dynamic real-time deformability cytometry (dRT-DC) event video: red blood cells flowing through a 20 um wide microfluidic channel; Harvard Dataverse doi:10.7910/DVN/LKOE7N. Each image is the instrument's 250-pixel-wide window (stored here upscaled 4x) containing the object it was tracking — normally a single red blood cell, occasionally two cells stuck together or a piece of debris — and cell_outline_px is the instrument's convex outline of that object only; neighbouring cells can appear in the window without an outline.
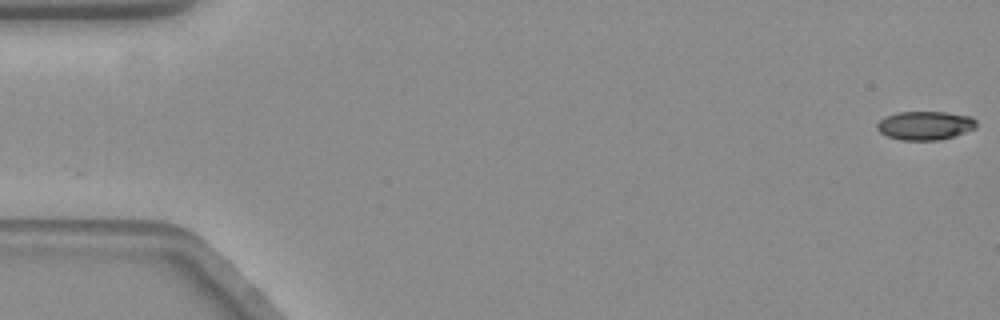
{"species": "common noctule bat (a hibernating species)", "species_latin": "Nyctalus noctula", "temperature_condition": "warm", "stored_images_in_passage": 58, "camera_frame_rate_fps": 3000, "um_per_image_px": 0.085, "animal": {"sex": "female", "body_mass_g": 19.3, "forearm_length_mm": 54.1}, "frame": {"image": 1, "passage_image": 1, "time_ms": 0.0, "image_size_px": [1000, 320], "cell_outline_px": [[976, 128], [940, 140], [900, 140], [888, 136], [880, 132], [876, 128], [876, 124], [884, 116], [896, 112], [948, 112], [972, 116], [976, 120]], "centroid_in_image_um": [78.62, 10.65], "position_along_channel_um": 6.4, "area_um2": 16.7}}
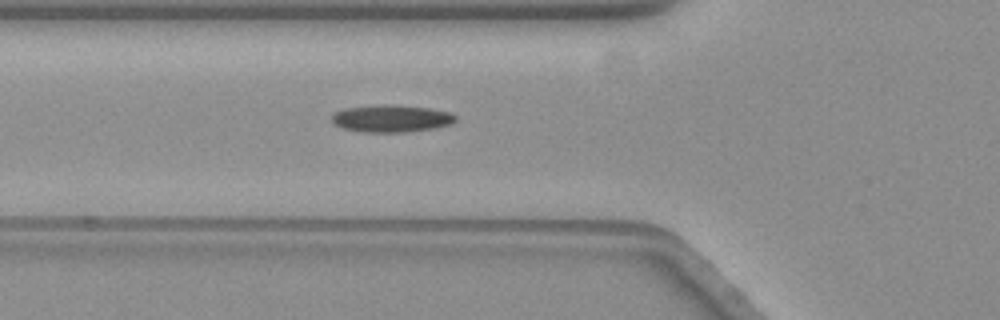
{"frame": {"image": 2, "passage_image": 21, "time_ms": 6.667, "image_size_px": [1000, 320], "cell_outline_px": [[456, 120], [452, 124], [432, 128], [404, 132], [360, 132], [340, 128], [332, 124], [332, 116], [336, 112], [344, 108], [384, 104], [428, 108], [452, 112], [456, 116]], "centroid_in_image_um": [33.24, 10.08], "position_along_channel_um": 92.6, "area_um2": 19.71}}
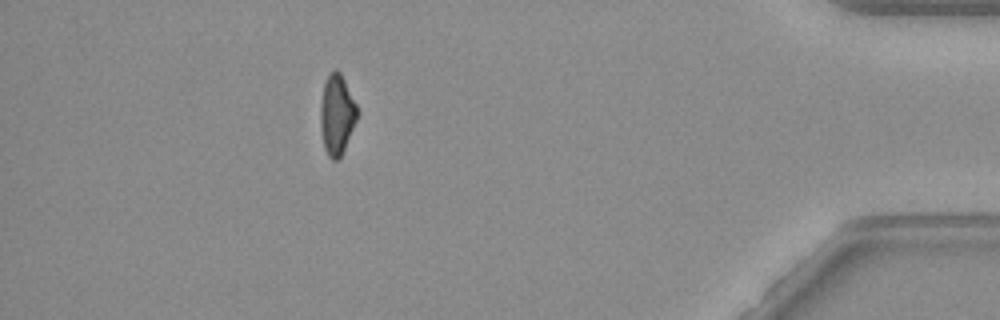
{"frame": {"image": 3, "passage_image": 52, "time_ms": 17.0, "image_size_px": [1000, 320], "cell_outline_px": [[360, 112], [344, 148], [340, 156], [336, 160], [332, 160], [328, 156], [324, 148], [320, 124], [320, 104], [324, 84], [328, 72], [336, 68], [340, 72]], "centroid_in_image_um": [28.62, 9.71], "position_along_channel_um": 406.6, "area_um2": 17.17}, "authors_computed_cell_mechanics": {"area_um2": 18.3226, "velocity_mm_per_s": 3.564, "shape_relaxation_time_tau1_ms": 10.4255, "shape_relaxation_time_tau2_ms": 6.9058, "deformation_change_tau1": 0.222, "deformation_change_tau2": 0.1291}}